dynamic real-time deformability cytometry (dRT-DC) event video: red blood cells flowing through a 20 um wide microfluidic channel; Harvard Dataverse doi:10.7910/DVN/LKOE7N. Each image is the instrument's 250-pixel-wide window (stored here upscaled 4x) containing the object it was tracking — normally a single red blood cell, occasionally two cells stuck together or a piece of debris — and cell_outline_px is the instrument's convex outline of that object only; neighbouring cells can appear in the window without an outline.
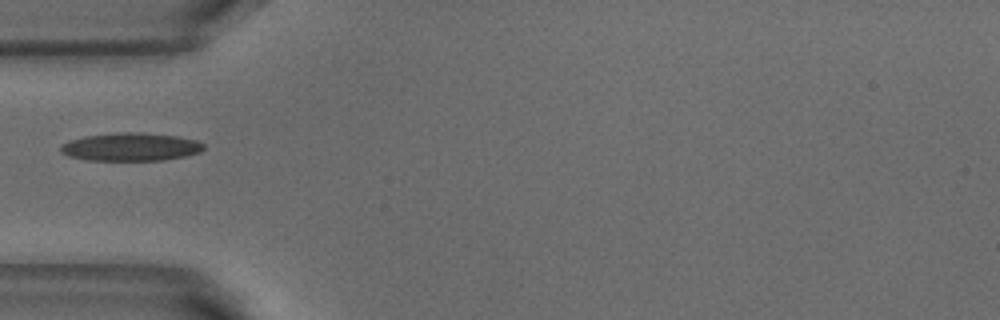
{"species": "common noctule bat (a hibernating species)", "species_latin": "Nyctalus noctula", "temperature_condition": "warm", "stored_images_in_passage": 5, "camera_frame_rate_fps": 3000, "um_per_image_px": 0.085, "animal": {"sex": "male", "body_mass_g": 18.8}, "frame": {"image": 1, "passage_image": 4, "time_ms": 1.0, "image_size_px": [1000, 320], "cell_outline_px": [[204, 148], [200, 152], [184, 156], [164, 160], [88, 160], [68, 156], [60, 152], [60, 144], [84, 136], [120, 132], [140, 132], [176, 136], [196, 140], [204, 144]], "centroid_in_image_um": [11.09, 12.48], "position_along_channel_um": 73.9, "area_um2": 23.35}}